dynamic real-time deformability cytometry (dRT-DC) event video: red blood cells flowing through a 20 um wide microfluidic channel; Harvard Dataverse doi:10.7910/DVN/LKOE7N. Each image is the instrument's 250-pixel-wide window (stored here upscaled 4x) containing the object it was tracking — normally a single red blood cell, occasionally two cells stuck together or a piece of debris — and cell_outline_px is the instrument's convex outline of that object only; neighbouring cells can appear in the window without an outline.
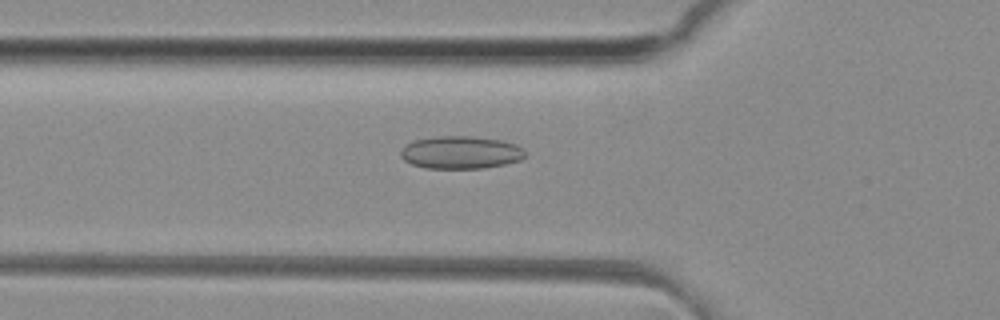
{"species": "common noctule bat (a hibernating species)", "species_latin": "Nyctalus noctula", "temperature_condition": "room temperature", "stored_images_in_passage": 46, "camera_frame_rate_fps": 3000, "um_per_image_px": 0.085, "animal": {"sex": "female", "body_mass_g": 29.2, "forearm_length_mm": 56.3}, "frame": {"image": 1, "passage_image": 13, "time_ms": 4.0, "image_size_px": [1000, 320], "cell_outline_px": [[524, 156], [520, 160], [504, 164], [484, 168], [424, 168], [412, 164], [404, 160], [400, 156], [400, 152], [408, 144], [416, 140], [440, 136], [472, 136], [500, 140], [516, 144], [524, 148]], "centroid_in_image_um": [39.18, 12.96], "position_along_channel_um": 86.6, "area_um2": 23.52}}
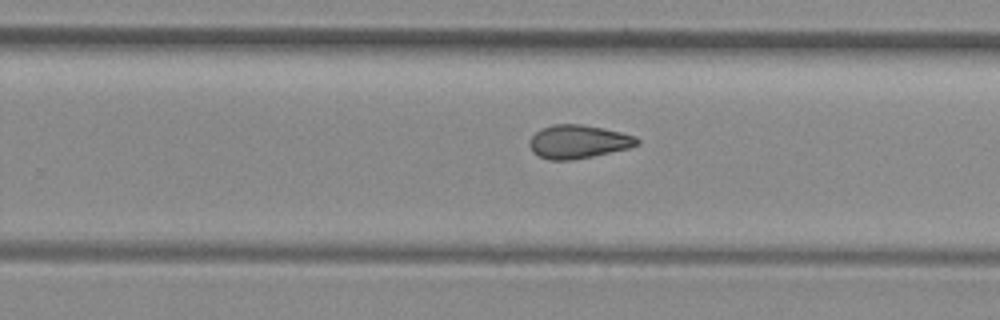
{"frame": {"image": 2, "passage_image": 27, "time_ms": 8.667, "image_size_px": [1000, 320], "cell_outline_px": [[640, 144], [628, 148], [592, 156], [572, 160], [548, 160], [532, 152], [528, 144], [528, 140], [536, 132], [552, 124], [580, 124], [604, 128], [636, 136], [640, 140]], "centroid_in_image_um": [49.14, 12.04], "position_along_channel_um": 280.7, "area_um2": 20.98}}
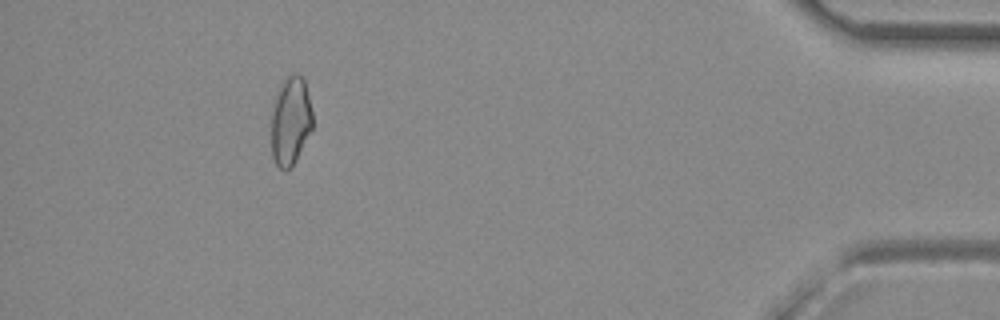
{"frame": {"image": 3, "passage_image": 41, "time_ms": 13.333, "image_size_px": [1000, 320], "cell_outline_px": [[312, 128], [292, 168], [280, 168], [276, 164], [272, 156], [272, 112], [276, 96], [280, 84], [292, 72], [296, 72], [304, 80], [312, 112]], "centroid_in_image_um": [24.7, 10.27], "position_along_channel_um": 410.5, "area_um2": 20.98}}